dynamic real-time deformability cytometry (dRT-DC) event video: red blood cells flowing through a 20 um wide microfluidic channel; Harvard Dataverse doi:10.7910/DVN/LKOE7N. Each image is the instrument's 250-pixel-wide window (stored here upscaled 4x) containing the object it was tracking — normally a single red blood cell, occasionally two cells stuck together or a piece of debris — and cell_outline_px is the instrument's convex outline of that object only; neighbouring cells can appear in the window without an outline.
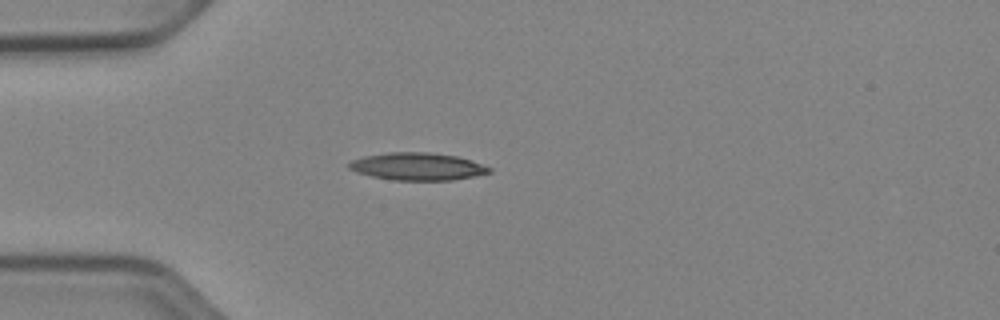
{"species": "Egyptian fruit bat (a non-hibernating species)", "species_latin": "Rousettus aegyptiacus", "temperature_condition": "cold", "stored_images_in_passage": 38, "camera_frame_rate_fps": 3000, "um_per_image_px": 0.085, "animal": {"sex": "female"}, "frame": {"image": 1, "passage_image": 1, "time_ms": 0.0, "image_size_px": [1000, 320], "cell_outline_px": [[492, 172], [452, 180], [392, 180], [372, 176], [356, 172], [348, 168], [348, 164], [352, 160], [364, 156], [388, 152], [428, 152], [456, 156], [472, 160], [492, 168]], "centroid_in_image_um": [35.48, 14.15], "position_along_channel_um": 49.5, "area_um2": 22.43}}
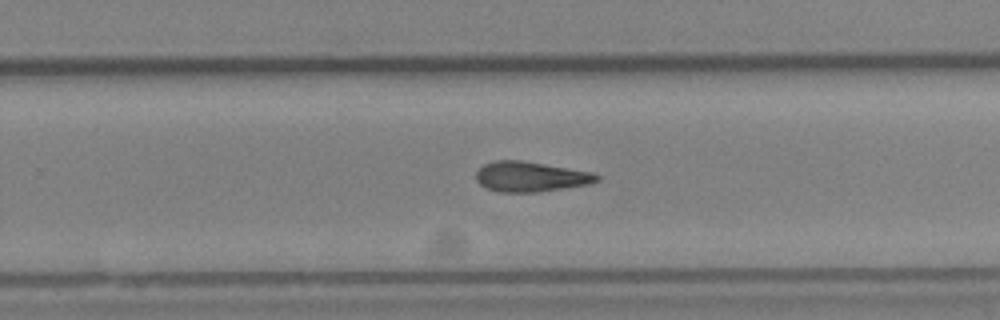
{"frame": {"image": 2, "passage_image": 20, "time_ms": 6.333, "image_size_px": [1000, 320], "cell_outline_px": [[600, 180], [588, 184], [536, 192], [500, 192], [484, 188], [476, 180], [476, 172], [484, 164], [492, 160], [520, 160], [592, 172], [600, 176]], "centroid_in_image_um": [45.06, 15.01], "position_along_channel_um": 284.7, "area_um2": 21.1}}
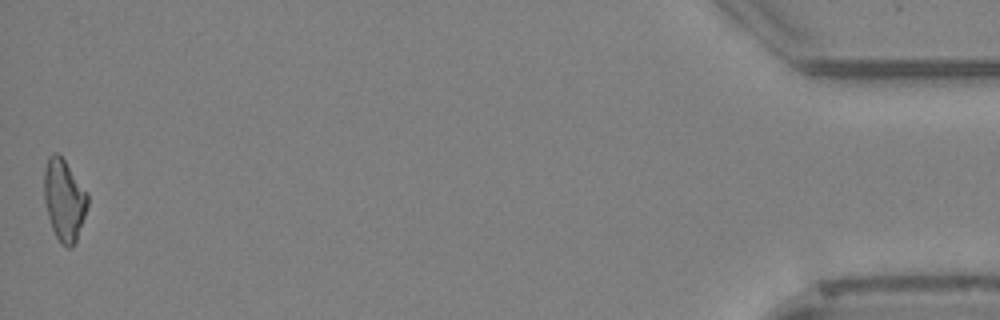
{"frame": {"image": 3, "passage_image": 38, "time_ms": 12.333, "image_size_px": [1000, 320], "cell_outline_px": [[88, 204], [76, 240], [72, 248], [68, 248], [60, 244], [52, 228], [48, 216], [44, 200], [44, 168], [48, 156], [52, 152], [56, 152], [64, 160], [88, 192]], "centroid_in_image_um": [5.44, 16.98], "position_along_channel_um": 429.8, "area_um2": 20.69}}